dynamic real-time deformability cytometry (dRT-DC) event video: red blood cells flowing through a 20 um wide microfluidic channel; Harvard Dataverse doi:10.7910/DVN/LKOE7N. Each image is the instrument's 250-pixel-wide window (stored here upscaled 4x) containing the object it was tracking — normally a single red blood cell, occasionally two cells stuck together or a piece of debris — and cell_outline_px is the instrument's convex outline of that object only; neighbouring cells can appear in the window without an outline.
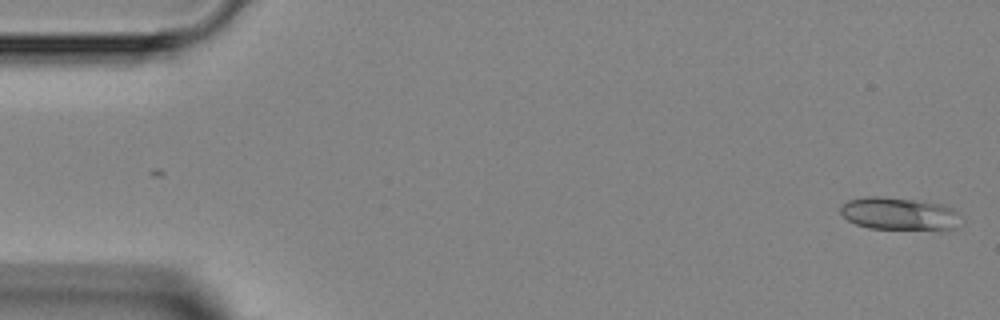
{"species": "Egyptian fruit bat (a non-hibernating species)", "species_latin": "Rousettus aegyptiacus", "temperature_condition": "room temperature", "stored_images_in_passage": 5, "camera_frame_rate_fps": 3000, "um_per_image_px": 0.085, "animal": {"sex": "female"}, "frame": {"image": 1, "passage_image": 1, "time_ms": 0.0, "image_size_px": [1000, 320], "cell_outline_px": [[964, 220], [952, 228], [944, 232], [940, 232], [868, 228], [856, 224], [848, 220], [840, 212], [840, 208], [848, 200], [864, 196], [876, 196], [920, 200], [940, 204], [952, 208]], "centroid_in_image_um": [76.5, 18.21], "position_along_channel_um": 8.5, "area_um2": 23.76}}
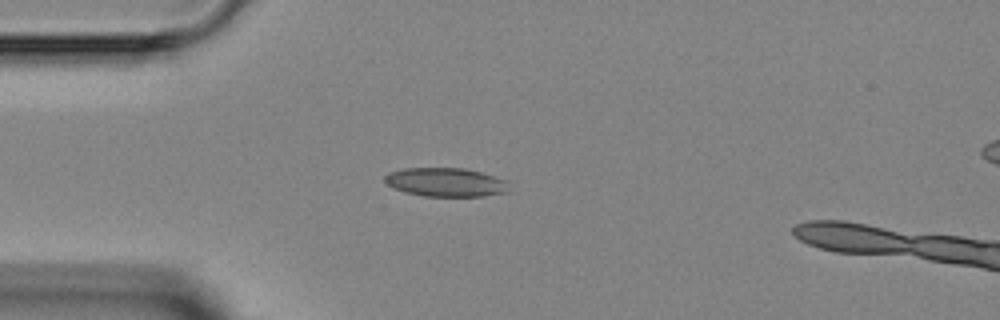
{"frame": {"image": 2, "passage_image": 4, "time_ms": 3.667, "image_size_px": [1000, 320], "cell_outline_px": [[508, 192], [484, 196], [424, 196], [404, 192], [388, 184], [384, 180], [384, 176], [388, 172], [400, 168], [464, 168], [480, 172], [508, 180]], "centroid_in_image_um": [37.89, 15.48], "position_along_channel_um": 47.1, "area_um2": 20.92}}